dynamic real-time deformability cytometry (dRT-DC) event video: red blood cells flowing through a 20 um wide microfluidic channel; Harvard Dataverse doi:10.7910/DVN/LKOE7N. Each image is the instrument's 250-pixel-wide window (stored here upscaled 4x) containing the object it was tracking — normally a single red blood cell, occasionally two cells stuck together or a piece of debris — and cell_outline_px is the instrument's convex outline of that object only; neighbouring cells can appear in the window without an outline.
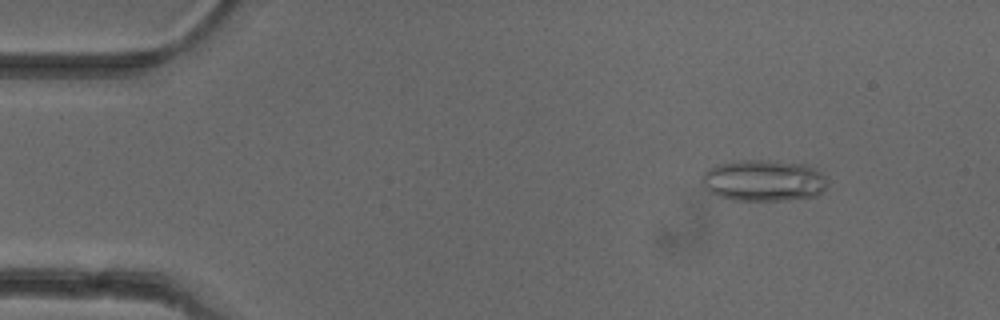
{"species": "common noctule bat (a hibernating species)", "species_latin": "Nyctalus noctula", "temperature_condition": "cold", "stored_images_in_passage": 51, "camera_frame_rate_fps": 3000, "um_per_image_px": 0.085, "animal": {"sex": "female"}, "frame": {"image": 1, "passage_image": 6, "time_ms": 1.667, "image_size_px": [1000, 320], "cell_outline_px": [[824, 188], [816, 196], [784, 200], [732, 200], [716, 196], [708, 192], [704, 188], [700, 180], [704, 172], [708, 168], [716, 164], [740, 160], [764, 160], [804, 164], [816, 168], [824, 176]], "centroid_in_image_um": [64.82, 15.34], "position_along_channel_um": 20.2, "area_um2": 30.35}}
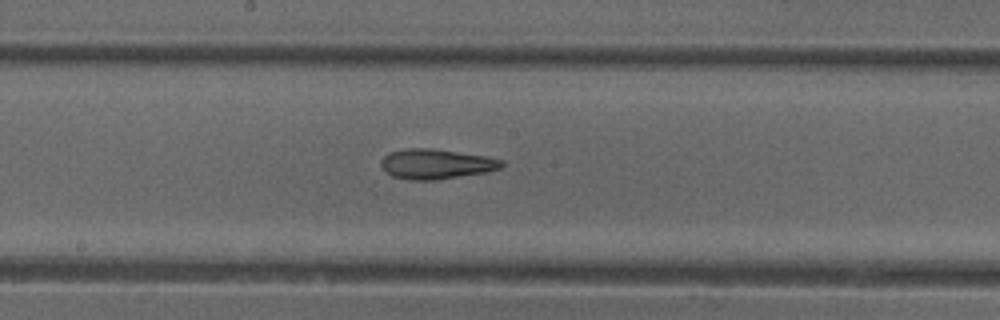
{"frame": {"image": 2, "passage_image": 27, "time_ms": 8.667, "image_size_px": [1000, 320], "cell_outline_px": [[504, 164], [500, 168], [484, 172], [432, 180], [408, 180], [392, 176], [384, 172], [380, 164], [380, 160], [388, 152], [408, 148], [432, 148], [484, 156], [504, 160]], "centroid_in_image_um": [36.99, 13.93], "position_along_channel_um": 211.2, "area_um2": 20.98}}
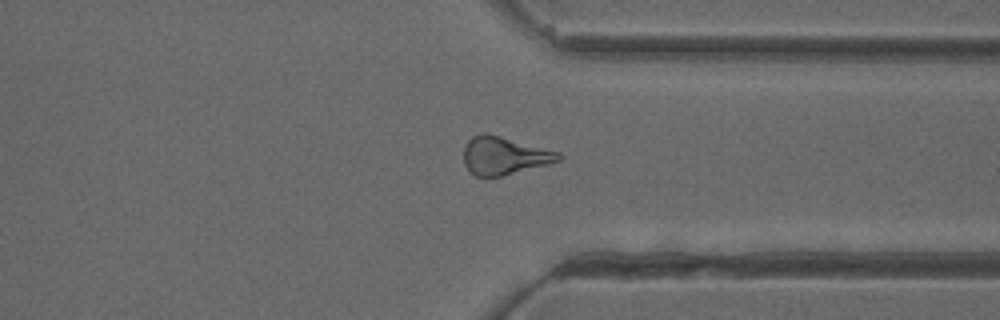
{"frame": {"image": 3, "passage_image": 39, "time_ms": 12.667, "image_size_px": [1000, 320], "cell_outline_px": [[564, 156], [560, 160], [500, 176], [476, 176], [468, 172], [464, 164], [464, 148], [468, 140], [472, 136], [480, 132], [488, 132], [560, 152]], "centroid_in_image_um": [42.82, 13.2], "position_along_channel_um": 368.6, "area_um2": 20.98}, "authors_computed_cell_mechanics": {"area_um2": 21.097, "velocity_mm_per_s": 3.9706, "shape_relaxation_time_tau1_ms": null, "shape_relaxation_time_tau2_ms": 2.7955, "deformation_change_tau1": null, "deformation_change_tau2": 0.1281}}